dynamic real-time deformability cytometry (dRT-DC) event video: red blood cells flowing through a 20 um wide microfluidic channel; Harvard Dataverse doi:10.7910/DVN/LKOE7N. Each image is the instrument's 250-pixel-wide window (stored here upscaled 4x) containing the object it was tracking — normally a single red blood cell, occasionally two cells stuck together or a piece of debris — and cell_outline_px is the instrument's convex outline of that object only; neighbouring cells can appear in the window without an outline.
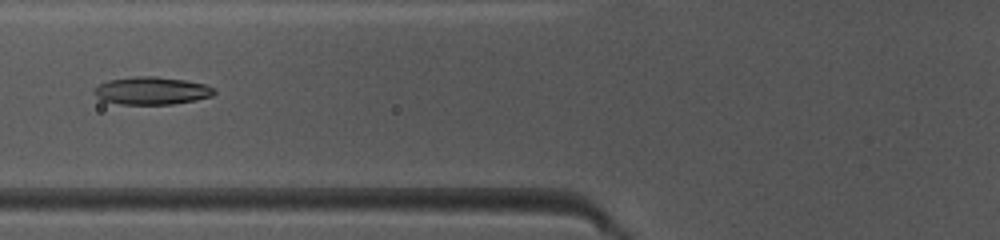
{"species": "common noctule bat (a hibernating species)", "species_latin": "Nyctalus noctula", "temperature_condition": "warm", "stored_images_in_passage": 39, "camera_frame_rate_fps": 3000, "um_per_image_px": 0.085, "animal": {"sex": "female", "body_mass_g": 10.0, "forearm_length_mm": 53.1}, "frame": {"image": 1, "passage_image": 10, "time_ms": 3.0, "image_size_px": [1000, 240], "cell_outline_px": [[216, 92], [212, 96], [172, 104], [120, 104], [104, 100], [96, 96], [92, 92], [100, 84], [108, 80], [136, 76], [156, 76], [184, 80], [204, 84], [212, 88]], "centroid_in_image_um": [12.87, 7.7], "position_along_channel_um": 112.9, "area_um2": 19.07}}
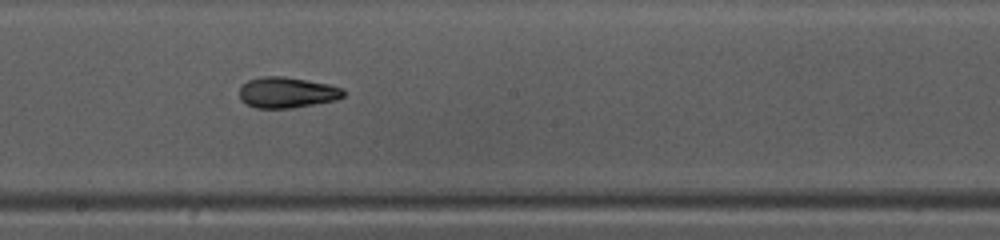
{"frame": {"image": 2, "passage_image": 18, "time_ms": 5.667, "image_size_px": [1000, 240], "cell_outline_px": [[344, 96], [336, 100], [292, 108], [256, 108], [240, 100], [240, 84], [248, 80], [260, 76], [284, 76], [328, 84], [344, 88]], "centroid_in_image_um": [24.37, 7.85], "position_along_channel_um": 223.8, "area_um2": 18.79}}
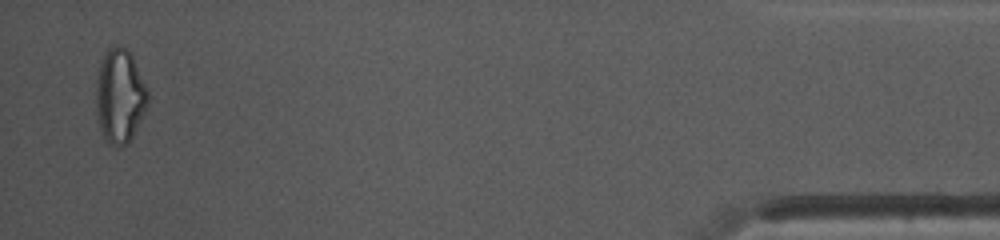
{"frame": {"image": 3, "passage_image": 38, "time_ms": 12.333, "image_size_px": [1000, 240], "cell_outline_px": [[148, 104], [128, 144], [108, 144], [100, 128], [96, 112], [96, 80], [100, 64], [104, 52], [112, 44], [120, 44], [128, 48], [148, 88]], "centroid_in_image_um": [10.18, 8.09], "position_along_channel_um": 425.0, "area_um2": 28.5}, "authors_computed_cell_mechanics": {"area_um2": 19.1318, "velocity_mm_per_s": 4.1402, "shape_relaxation_time_tau1_ms": 5.241, "shape_relaxation_time_tau2_ms": 2.8396, "deformation_change_tau1": 0.1807, "deformation_change_tau2": 0.11}}